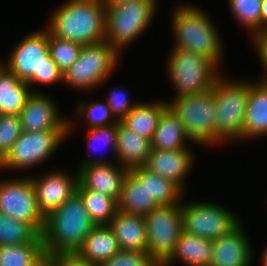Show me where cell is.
Returning a JSON list of instances; mask_svg holds the SVG:
<instances>
[{"label": "cell", "mask_w": 267, "mask_h": 266, "mask_svg": "<svg viewBox=\"0 0 267 266\" xmlns=\"http://www.w3.org/2000/svg\"><path fill=\"white\" fill-rule=\"evenodd\" d=\"M96 225H108L118 211V202L100 192L86 189L80 182L76 192Z\"/></svg>", "instance_id": "cell-28"}, {"label": "cell", "mask_w": 267, "mask_h": 266, "mask_svg": "<svg viewBox=\"0 0 267 266\" xmlns=\"http://www.w3.org/2000/svg\"><path fill=\"white\" fill-rule=\"evenodd\" d=\"M44 251L43 243L0 246V266H28Z\"/></svg>", "instance_id": "cell-30"}, {"label": "cell", "mask_w": 267, "mask_h": 266, "mask_svg": "<svg viewBox=\"0 0 267 266\" xmlns=\"http://www.w3.org/2000/svg\"><path fill=\"white\" fill-rule=\"evenodd\" d=\"M48 48L51 58L64 74L77 60L82 45L57 38L49 33Z\"/></svg>", "instance_id": "cell-34"}, {"label": "cell", "mask_w": 267, "mask_h": 266, "mask_svg": "<svg viewBox=\"0 0 267 266\" xmlns=\"http://www.w3.org/2000/svg\"><path fill=\"white\" fill-rule=\"evenodd\" d=\"M68 136L69 131H22L11 151L0 162V169L22 172L38 167L58 150Z\"/></svg>", "instance_id": "cell-12"}, {"label": "cell", "mask_w": 267, "mask_h": 266, "mask_svg": "<svg viewBox=\"0 0 267 266\" xmlns=\"http://www.w3.org/2000/svg\"><path fill=\"white\" fill-rule=\"evenodd\" d=\"M147 253L156 263H164L173 253L183 231L181 202L162 205L144 216Z\"/></svg>", "instance_id": "cell-11"}, {"label": "cell", "mask_w": 267, "mask_h": 266, "mask_svg": "<svg viewBox=\"0 0 267 266\" xmlns=\"http://www.w3.org/2000/svg\"><path fill=\"white\" fill-rule=\"evenodd\" d=\"M252 42H267V23L262 29L252 38Z\"/></svg>", "instance_id": "cell-42"}, {"label": "cell", "mask_w": 267, "mask_h": 266, "mask_svg": "<svg viewBox=\"0 0 267 266\" xmlns=\"http://www.w3.org/2000/svg\"><path fill=\"white\" fill-rule=\"evenodd\" d=\"M231 14L252 38L261 30L262 0H229Z\"/></svg>", "instance_id": "cell-31"}, {"label": "cell", "mask_w": 267, "mask_h": 266, "mask_svg": "<svg viewBox=\"0 0 267 266\" xmlns=\"http://www.w3.org/2000/svg\"><path fill=\"white\" fill-rule=\"evenodd\" d=\"M105 100L118 121H121L138 104L130 101L128 93L126 94L123 88L111 89Z\"/></svg>", "instance_id": "cell-38"}, {"label": "cell", "mask_w": 267, "mask_h": 266, "mask_svg": "<svg viewBox=\"0 0 267 266\" xmlns=\"http://www.w3.org/2000/svg\"><path fill=\"white\" fill-rule=\"evenodd\" d=\"M148 190L150 200H155L160 206L179 204L184 199V193L171 180L158 176L147 170Z\"/></svg>", "instance_id": "cell-32"}, {"label": "cell", "mask_w": 267, "mask_h": 266, "mask_svg": "<svg viewBox=\"0 0 267 266\" xmlns=\"http://www.w3.org/2000/svg\"><path fill=\"white\" fill-rule=\"evenodd\" d=\"M252 44L254 45V50L266 72L264 78L262 77L260 80L258 78V82L267 85V42H252Z\"/></svg>", "instance_id": "cell-40"}, {"label": "cell", "mask_w": 267, "mask_h": 266, "mask_svg": "<svg viewBox=\"0 0 267 266\" xmlns=\"http://www.w3.org/2000/svg\"><path fill=\"white\" fill-rule=\"evenodd\" d=\"M22 133L18 115L0 114V162L11 151L13 143Z\"/></svg>", "instance_id": "cell-35"}, {"label": "cell", "mask_w": 267, "mask_h": 266, "mask_svg": "<svg viewBox=\"0 0 267 266\" xmlns=\"http://www.w3.org/2000/svg\"><path fill=\"white\" fill-rule=\"evenodd\" d=\"M153 266H166L164 263H155Z\"/></svg>", "instance_id": "cell-46"}, {"label": "cell", "mask_w": 267, "mask_h": 266, "mask_svg": "<svg viewBox=\"0 0 267 266\" xmlns=\"http://www.w3.org/2000/svg\"><path fill=\"white\" fill-rule=\"evenodd\" d=\"M166 102L194 144L216 146L214 86L208 92L183 95Z\"/></svg>", "instance_id": "cell-9"}, {"label": "cell", "mask_w": 267, "mask_h": 266, "mask_svg": "<svg viewBox=\"0 0 267 266\" xmlns=\"http://www.w3.org/2000/svg\"><path fill=\"white\" fill-rule=\"evenodd\" d=\"M43 243L41 233L31 224L0 212V246Z\"/></svg>", "instance_id": "cell-29"}, {"label": "cell", "mask_w": 267, "mask_h": 266, "mask_svg": "<svg viewBox=\"0 0 267 266\" xmlns=\"http://www.w3.org/2000/svg\"><path fill=\"white\" fill-rule=\"evenodd\" d=\"M167 107L168 103L165 100L138 102L121 122L136 134L151 140L159 118Z\"/></svg>", "instance_id": "cell-26"}, {"label": "cell", "mask_w": 267, "mask_h": 266, "mask_svg": "<svg viewBox=\"0 0 267 266\" xmlns=\"http://www.w3.org/2000/svg\"><path fill=\"white\" fill-rule=\"evenodd\" d=\"M212 248V240L182 231L173 253L164 264L171 266L176 261H181L186 266H210Z\"/></svg>", "instance_id": "cell-24"}, {"label": "cell", "mask_w": 267, "mask_h": 266, "mask_svg": "<svg viewBox=\"0 0 267 266\" xmlns=\"http://www.w3.org/2000/svg\"><path fill=\"white\" fill-rule=\"evenodd\" d=\"M267 136V85L250 81L249 97L243 123V140Z\"/></svg>", "instance_id": "cell-20"}, {"label": "cell", "mask_w": 267, "mask_h": 266, "mask_svg": "<svg viewBox=\"0 0 267 266\" xmlns=\"http://www.w3.org/2000/svg\"><path fill=\"white\" fill-rule=\"evenodd\" d=\"M96 157L87 156L78 164L79 182L86 189L100 192L118 202L123 181L129 170L116 161L113 163L106 158Z\"/></svg>", "instance_id": "cell-15"}, {"label": "cell", "mask_w": 267, "mask_h": 266, "mask_svg": "<svg viewBox=\"0 0 267 266\" xmlns=\"http://www.w3.org/2000/svg\"><path fill=\"white\" fill-rule=\"evenodd\" d=\"M157 206L160 205L155 200H150L147 169L142 166L129 170L123 181L118 210L145 216Z\"/></svg>", "instance_id": "cell-18"}, {"label": "cell", "mask_w": 267, "mask_h": 266, "mask_svg": "<svg viewBox=\"0 0 267 266\" xmlns=\"http://www.w3.org/2000/svg\"><path fill=\"white\" fill-rule=\"evenodd\" d=\"M267 23V0H262L261 7V29Z\"/></svg>", "instance_id": "cell-43"}, {"label": "cell", "mask_w": 267, "mask_h": 266, "mask_svg": "<svg viewBox=\"0 0 267 266\" xmlns=\"http://www.w3.org/2000/svg\"><path fill=\"white\" fill-rule=\"evenodd\" d=\"M53 254L44 251L32 264L28 266H52Z\"/></svg>", "instance_id": "cell-41"}, {"label": "cell", "mask_w": 267, "mask_h": 266, "mask_svg": "<svg viewBox=\"0 0 267 266\" xmlns=\"http://www.w3.org/2000/svg\"><path fill=\"white\" fill-rule=\"evenodd\" d=\"M53 97L33 92L18 114L24 132L69 131L72 134L76 122L61 114ZM64 115V116H63Z\"/></svg>", "instance_id": "cell-14"}, {"label": "cell", "mask_w": 267, "mask_h": 266, "mask_svg": "<svg viewBox=\"0 0 267 266\" xmlns=\"http://www.w3.org/2000/svg\"><path fill=\"white\" fill-rule=\"evenodd\" d=\"M181 212L184 232L212 241L228 235L242 224L238 215L210 201L181 200Z\"/></svg>", "instance_id": "cell-10"}, {"label": "cell", "mask_w": 267, "mask_h": 266, "mask_svg": "<svg viewBox=\"0 0 267 266\" xmlns=\"http://www.w3.org/2000/svg\"><path fill=\"white\" fill-rule=\"evenodd\" d=\"M188 140V141H187ZM191 142L183 124L173 111L167 107L161 114L157 129L151 139V147L155 150H179L187 148Z\"/></svg>", "instance_id": "cell-25"}, {"label": "cell", "mask_w": 267, "mask_h": 266, "mask_svg": "<svg viewBox=\"0 0 267 266\" xmlns=\"http://www.w3.org/2000/svg\"><path fill=\"white\" fill-rule=\"evenodd\" d=\"M262 266H267V246L266 248L264 249V252L261 256V262Z\"/></svg>", "instance_id": "cell-44"}, {"label": "cell", "mask_w": 267, "mask_h": 266, "mask_svg": "<svg viewBox=\"0 0 267 266\" xmlns=\"http://www.w3.org/2000/svg\"><path fill=\"white\" fill-rule=\"evenodd\" d=\"M192 151L194 152L189 146L170 151L152 149L143 167L158 176L171 180L184 192L187 175L195 165V153Z\"/></svg>", "instance_id": "cell-17"}, {"label": "cell", "mask_w": 267, "mask_h": 266, "mask_svg": "<svg viewBox=\"0 0 267 266\" xmlns=\"http://www.w3.org/2000/svg\"><path fill=\"white\" fill-rule=\"evenodd\" d=\"M50 15L45 28L57 38L82 46L105 41V0H66Z\"/></svg>", "instance_id": "cell-1"}, {"label": "cell", "mask_w": 267, "mask_h": 266, "mask_svg": "<svg viewBox=\"0 0 267 266\" xmlns=\"http://www.w3.org/2000/svg\"><path fill=\"white\" fill-rule=\"evenodd\" d=\"M117 129L118 123L106 127H95L88 129L86 136L89 139V147L91 149L94 148L95 152L101 148L104 149L103 147H107L110 149V151H112V154L117 157ZM92 150L90 151L91 153L89 154V156L93 154L92 152L94 150ZM98 156L101 157V155L99 154Z\"/></svg>", "instance_id": "cell-36"}, {"label": "cell", "mask_w": 267, "mask_h": 266, "mask_svg": "<svg viewBox=\"0 0 267 266\" xmlns=\"http://www.w3.org/2000/svg\"><path fill=\"white\" fill-rule=\"evenodd\" d=\"M52 266H98L80 259L76 254H53Z\"/></svg>", "instance_id": "cell-39"}, {"label": "cell", "mask_w": 267, "mask_h": 266, "mask_svg": "<svg viewBox=\"0 0 267 266\" xmlns=\"http://www.w3.org/2000/svg\"><path fill=\"white\" fill-rule=\"evenodd\" d=\"M213 86L216 108V146L227 143V141L243 142V123L250 80L228 79L221 74Z\"/></svg>", "instance_id": "cell-5"}, {"label": "cell", "mask_w": 267, "mask_h": 266, "mask_svg": "<svg viewBox=\"0 0 267 266\" xmlns=\"http://www.w3.org/2000/svg\"><path fill=\"white\" fill-rule=\"evenodd\" d=\"M244 223L228 235L212 241L210 266H251L253 248L244 232Z\"/></svg>", "instance_id": "cell-19"}, {"label": "cell", "mask_w": 267, "mask_h": 266, "mask_svg": "<svg viewBox=\"0 0 267 266\" xmlns=\"http://www.w3.org/2000/svg\"><path fill=\"white\" fill-rule=\"evenodd\" d=\"M0 212L42 233L45 216L38 207L30 176L0 180Z\"/></svg>", "instance_id": "cell-13"}, {"label": "cell", "mask_w": 267, "mask_h": 266, "mask_svg": "<svg viewBox=\"0 0 267 266\" xmlns=\"http://www.w3.org/2000/svg\"><path fill=\"white\" fill-rule=\"evenodd\" d=\"M155 263L145 251L120 250L99 266H153Z\"/></svg>", "instance_id": "cell-37"}, {"label": "cell", "mask_w": 267, "mask_h": 266, "mask_svg": "<svg viewBox=\"0 0 267 266\" xmlns=\"http://www.w3.org/2000/svg\"><path fill=\"white\" fill-rule=\"evenodd\" d=\"M174 46L204 56L219 69L223 62V41L219 31L202 9L194 5L177 6L172 14Z\"/></svg>", "instance_id": "cell-4"}, {"label": "cell", "mask_w": 267, "mask_h": 266, "mask_svg": "<svg viewBox=\"0 0 267 266\" xmlns=\"http://www.w3.org/2000/svg\"><path fill=\"white\" fill-rule=\"evenodd\" d=\"M4 67V63L0 61V70Z\"/></svg>", "instance_id": "cell-47"}, {"label": "cell", "mask_w": 267, "mask_h": 266, "mask_svg": "<svg viewBox=\"0 0 267 266\" xmlns=\"http://www.w3.org/2000/svg\"><path fill=\"white\" fill-rule=\"evenodd\" d=\"M30 86L5 67L0 70V114L18 115L32 94Z\"/></svg>", "instance_id": "cell-27"}, {"label": "cell", "mask_w": 267, "mask_h": 266, "mask_svg": "<svg viewBox=\"0 0 267 266\" xmlns=\"http://www.w3.org/2000/svg\"><path fill=\"white\" fill-rule=\"evenodd\" d=\"M108 225L113 230L121 250L147 252V230L144 216L118 210Z\"/></svg>", "instance_id": "cell-22"}, {"label": "cell", "mask_w": 267, "mask_h": 266, "mask_svg": "<svg viewBox=\"0 0 267 266\" xmlns=\"http://www.w3.org/2000/svg\"><path fill=\"white\" fill-rule=\"evenodd\" d=\"M124 1H140V0H105V2H124Z\"/></svg>", "instance_id": "cell-45"}, {"label": "cell", "mask_w": 267, "mask_h": 266, "mask_svg": "<svg viewBox=\"0 0 267 266\" xmlns=\"http://www.w3.org/2000/svg\"><path fill=\"white\" fill-rule=\"evenodd\" d=\"M121 250L109 225H96L75 253L80 259L100 265Z\"/></svg>", "instance_id": "cell-23"}, {"label": "cell", "mask_w": 267, "mask_h": 266, "mask_svg": "<svg viewBox=\"0 0 267 266\" xmlns=\"http://www.w3.org/2000/svg\"><path fill=\"white\" fill-rule=\"evenodd\" d=\"M151 140L146 139L118 122L117 145L115 158L122 167L131 170L145 165L151 154Z\"/></svg>", "instance_id": "cell-21"}, {"label": "cell", "mask_w": 267, "mask_h": 266, "mask_svg": "<svg viewBox=\"0 0 267 266\" xmlns=\"http://www.w3.org/2000/svg\"><path fill=\"white\" fill-rule=\"evenodd\" d=\"M167 60L166 73H169L172 87L176 90L170 100L208 92L222 74L209 59L182 48L173 47Z\"/></svg>", "instance_id": "cell-7"}, {"label": "cell", "mask_w": 267, "mask_h": 266, "mask_svg": "<svg viewBox=\"0 0 267 266\" xmlns=\"http://www.w3.org/2000/svg\"><path fill=\"white\" fill-rule=\"evenodd\" d=\"M48 37L45 27L28 33L13 47L7 62H4V67L26 82L32 92H39L33 89L37 83H63L64 74L49 54Z\"/></svg>", "instance_id": "cell-3"}, {"label": "cell", "mask_w": 267, "mask_h": 266, "mask_svg": "<svg viewBox=\"0 0 267 266\" xmlns=\"http://www.w3.org/2000/svg\"><path fill=\"white\" fill-rule=\"evenodd\" d=\"M96 224L75 193L45 216L41 238L49 254H75Z\"/></svg>", "instance_id": "cell-2"}, {"label": "cell", "mask_w": 267, "mask_h": 266, "mask_svg": "<svg viewBox=\"0 0 267 266\" xmlns=\"http://www.w3.org/2000/svg\"><path fill=\"white\" fill-rule=\"evenodd\" d=\"M121 55L106 41L82 46L77 60L63 75V83L83 92L103 85Z\"/></svg>", "instance_id": "cell-8"}, {"label": "cell", "mask_w": 267, "mask_h": 266, "mask_svg": "<svg viewBox=\"0 0 267 266\" xmlns=\"http://www.w3.org/2000/svg\"><path fill=\"white\" fill-rule=\"evenodd\" d=\"M157 0L106 2L105 41L120 55L149 27Z\"/></svg>", "instance_id": "cell-6"}, {"label": "cell", "mask_w": 267, "mask_h": 266, "mask_svg": "<svg viewBox=\"0 0 267 266\" xmlns=\"http://www.w3.org/2000/svg\"><path fill=\"white\" fill-rule=\"evenodd\" d=\"M33 177L30 175L40 211L46 216L77 192L78 171L68 175L64 171H50Z\"/></svg>", "instance_id": "cell-16"}, {"label": "cell", "mask_w": 267, "mask_h": 266, "mask_svg": "<svg viewBox=\"0 0 267 266\" xmlns=\"http://www.w3.org/2000/svg\"><path fill=\"white\" fill-rule=\"evenodd\" d=\"M91 102V103H90ZM76 113L79 118H85L88 129L95 127H106L118 123L114 114L112 113L106 100L81 102L76 108Z\"/></svg>", "instance_id": "cell-33"}]
</instances>
